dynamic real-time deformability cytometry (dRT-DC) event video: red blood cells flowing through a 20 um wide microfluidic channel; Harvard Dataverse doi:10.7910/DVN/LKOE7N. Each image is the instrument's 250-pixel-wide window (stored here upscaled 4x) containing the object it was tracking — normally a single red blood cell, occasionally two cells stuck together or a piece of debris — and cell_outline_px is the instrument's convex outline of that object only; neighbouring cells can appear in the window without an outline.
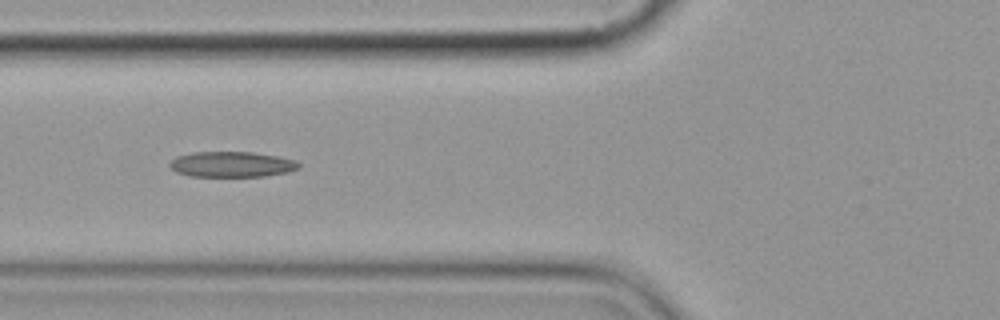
{"species": "common noctule bat (a hibernating species)", "species_latin": "Nyctalus noctula", "temperature_condition": "cold", "stored_images_in_passage": 13, "camera_frame_rate_fps": 3000, "um_per_image_px": 0.085, "animal": {"sex": "female", "body_mass_g": 19.9}, "frame": {"image": 1, "passage_image": 4, "time_ms": 4.333, "image_size_px": [1000, 320], "cell_outline_px": [[300, 168], [288, 172], [264, 176], [188, 176], [176, 172], [168, 164], [176, 156], [192, 152], [252, 152], [276, 156], [296, 160], [300, 164]], "centroid_in_image_um": [19.69, 13.97], "position_along_channel_um": 106.1, "area_um2": 19.19}}
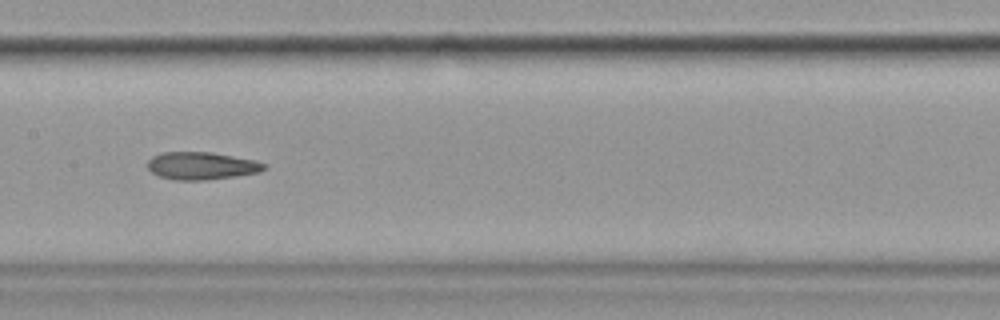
{"frame": {"image": 2, "passage_image": 6, "time_ms": 6.667, "image_size_px": [1000, 320], "cell_outline_px": [[268, 164], [260, 172], [236, 176], [204, 180], [172, 180], [160, 176], [152, 172], [148, 168], [148, 160], [152, 156], [160, 152], [212, 152], [256, 160]], "centroid_in_image_um": [17.13, 14.08], "position_along_channel_um": 190.3, "area_um2": 18.84}}
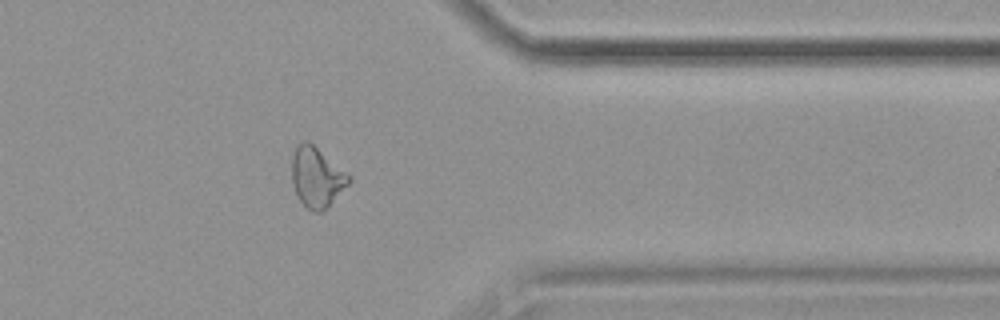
{"frame": {"image": 3, "passage_image": 11, "time_ms": 12.333, "image_size_px": [1000, 320], "cell_outline_px": [[352, 180], [320, 212], [312, 212], [300, 200], [296, 192], [292, 180], [292, 156], [296, 148], [304, 140], [308, 140], [352, 176]], "centroid_in_image_um": [26.92, 15.03], "position_along_channel_um": 384.5, "area_um2": 19.48}, "authors_computed_cell_mechanics": {"area_um2": 19.1896, "velocity_mm_per_s": 3.6068, "shape_relaxation_time_tau1_ms": 5.1713, "shape_relaxation_time_tau2_ms": 4.7709, "deformation_change_tau1": 0.1407, "deformation_change_tau2": 0.1213}}